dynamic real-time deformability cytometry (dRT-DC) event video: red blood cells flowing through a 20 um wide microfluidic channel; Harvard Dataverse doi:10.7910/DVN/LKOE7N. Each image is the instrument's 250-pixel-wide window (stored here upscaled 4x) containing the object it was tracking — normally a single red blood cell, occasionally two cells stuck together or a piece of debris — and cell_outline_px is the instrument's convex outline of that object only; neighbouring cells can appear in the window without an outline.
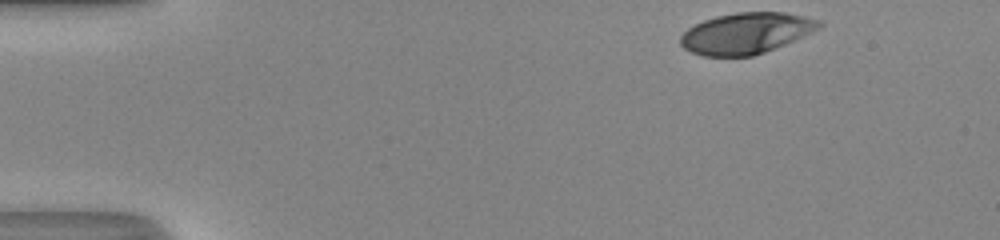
{"species": "human", "species_latin": "Homo sapiens", "temperature_condition": "room temperature", "stored_images_in_passage": 36, "camera_frame_rate_fps": 3000, "um_per_image_px": 0.085, "donor": {"sex": "male"}, "frame": {"image": 1, "passage_image": 1, "time_ms": 0.0, "image_size_px": [1000, 240], "cell_outline_px": [[824, 24], [820, 28], [812, 32], [784, 44], [764, 52], [752, 56], [704, 56], [692, 52], [684, 48], [680, 44], [680, 36], [688, 28], [704, 20], [716, 16], [736, 12], [784, 12], [804, 16], [820, 20]], "centroid_in_image_um": [63.42, 2.81], "position_along_channel_um": 21.6, "area_um2": 33.0}}
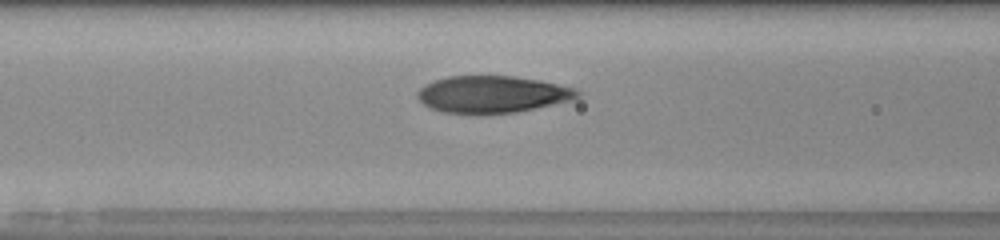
{"frame": {"image": 2, "passage_image": 16, "time_ms": 5.0, "image_size_px": [1000, 240], "cell_outline_px": [[580, 96], [576, 100], [516, 112], [476, 116], [444, 112], [428, 108], [416, 96], [416, 92], [424, 84], [448, 76], [512, 76], [540, 80], [576, 88], [580, 92]], "centroid_in_image_um": [41.85, 8.05], "position_along_channel_um": 124.7, "area_um2": 35.32}}
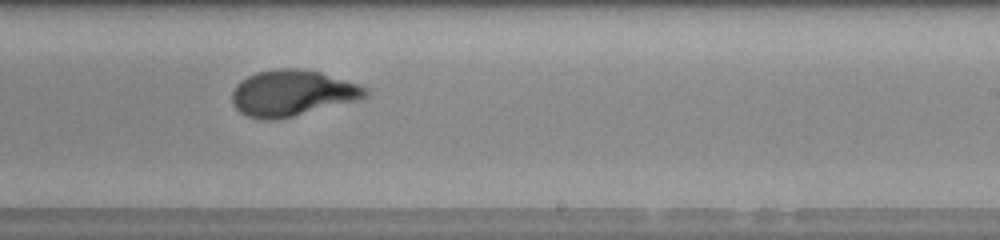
{"frame": {"image": 3, "passage_image": 26, "time_ms": 8.333, "image_size_px": [1000, 240], "cell_outline_px": [[368, 96], [292, 116], [276, 120], [260, 120], [248, 116], [240, 112], [232, 104], [232, 92], [236, 84], [240, 80], [256, 72], [276, 68], [300, 68], [320, 72], [356, 84], [364, 88], [368, 92]], "centroid_in_image_um": [24.73, 7.9], "position_along_channel_um": 264.3, "area_um2": 35.2}, "authors_computed_cell_mechanics": {"area_um2": 35.0557, "velocity_mm_per_s": 4.2035, "shape_relaxation_time_tau1_ms": 5.5624, "shape_relaxation_time_tau2_ms": null, "deformation_change_tau1": 0.2591, "deformation_change_tau2": null}}